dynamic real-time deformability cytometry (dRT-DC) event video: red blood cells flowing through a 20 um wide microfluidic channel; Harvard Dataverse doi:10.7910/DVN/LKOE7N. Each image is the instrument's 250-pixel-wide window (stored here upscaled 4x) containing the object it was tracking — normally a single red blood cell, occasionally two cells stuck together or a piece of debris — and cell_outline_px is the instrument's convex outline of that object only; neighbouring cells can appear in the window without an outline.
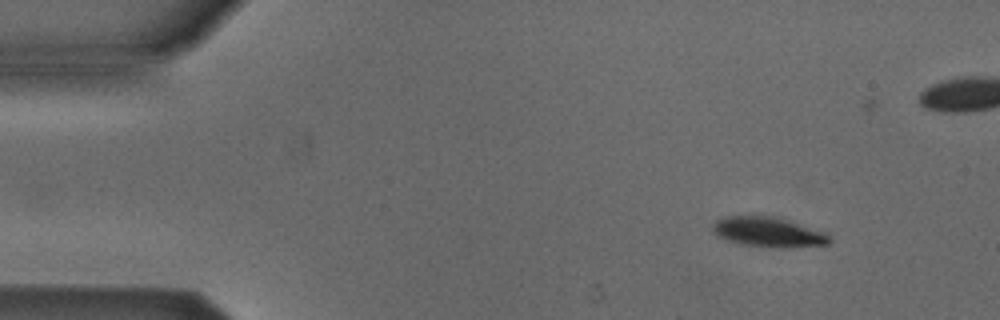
{"species": "Egyptian fruit bat (a non-hibernating species)", "species_latin": "Rousettus aegyptiacus", "temperature_condition": "cold", "stored_images_in_passage": 3, "camera_frame_rate_fps": 3000, "um_per_image_px": 0.085, "animal": {"sex": "male"}, "frame": {"image": 1, "passage_image": 3, "time_ms": 0.667, "image_size_px": [1000, 320], "cell_outline_px": [[832, 240], [828, 244], [792, 248], [768, 248], [740, 244], [716, 236], [712, 232], [712, 224], [716, 220], [724, 216], [772, 216], [788, 220], [824, 232]], "centroid_in_image_um": [65.27, 19.74], "position_along_channel_um": 19.7, "area_um2": 20.58}}